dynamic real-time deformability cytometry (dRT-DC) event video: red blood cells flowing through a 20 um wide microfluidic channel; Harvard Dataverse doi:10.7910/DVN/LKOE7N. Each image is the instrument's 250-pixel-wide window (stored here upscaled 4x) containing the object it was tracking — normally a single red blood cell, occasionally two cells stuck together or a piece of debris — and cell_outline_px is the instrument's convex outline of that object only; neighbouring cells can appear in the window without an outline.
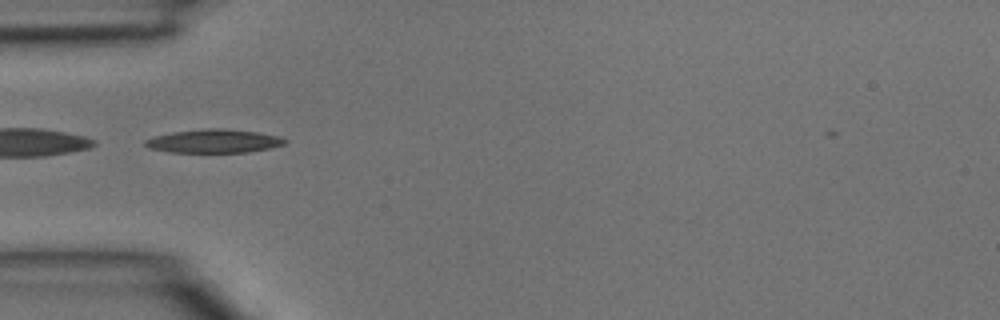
{"species": "common noctule bat (a hibernating species)", "species_latin": "Nyctalus noctula", "temperature_condition": "room temperature", "stored_images_in_passage": 1, "camera_frame_rate_fps": 3000, "um_per_image_px": 0.085, "animal": {"sex": "male", "body_mass_g": 15.6}, "frame": {"image": 1, "passage_image": 1, "time_ms": 0.0, "image_size_px": [1000, 320], "cell_outline_px": [[288, 140], [284, 144], [272, 148], [248, 152], [168, 152], [148, 148], [144, 144], [144, 140], [156, 136], [172, 132], [204, 128], [220, 128], [256, 132], [280, 136]], "centroid_in_image_um": [18.19, 11.99], "position_along_channel_um": 66.8, "area_um2": 19.19}}